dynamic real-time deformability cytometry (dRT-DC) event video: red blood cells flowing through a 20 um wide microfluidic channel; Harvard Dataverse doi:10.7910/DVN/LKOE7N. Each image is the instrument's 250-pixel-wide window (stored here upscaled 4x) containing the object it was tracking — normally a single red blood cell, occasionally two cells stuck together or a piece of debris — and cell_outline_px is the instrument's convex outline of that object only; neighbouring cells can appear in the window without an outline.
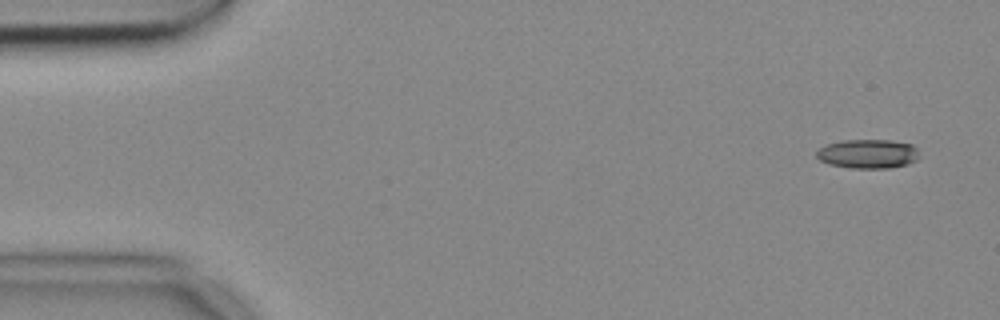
{"species": "common noctule bat (a hibernating species)", "species_latin": "Nyctalus noctula", "temperature_condition": "cold", "stored_images_in_passage": 7, "camera_frame_rate_fps": 3000, "um_per_image_px": 0.085, "animal": {"sex": "female", "body_mass_g": 18.4}, "frame": {"image": 1, "passage_image": 1, "time_ms": 0.0, "image_size_px": [1000, 320], "cell_outline_px": [[916, 160], [908, 164], [888, 168], [848, 168], [828, 164], [820, 160], [816, 156], [816, 152], [820, 148], [828, 144], [844, 140], [892, 140], [912, 144], [916, 148]], "centroid_in_image_um": [73.75, 13.08], "position_along_channel_um": 11.3, "area_um2": 17.34}}
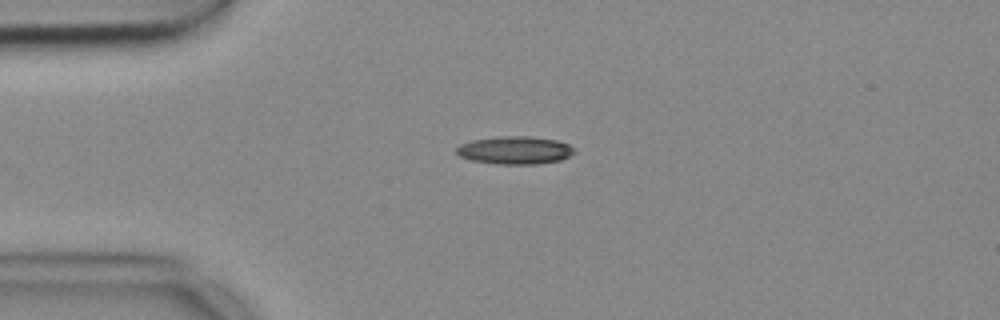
{"frame": {"image": 2, "passage_image": 4, "time_ms": 1.0, "image_size_px": [1000, 320], "cell_outline_px": [[576, 152], [560, 160], [536, 164], [496, 164], [472, 160], [460, 156], [456, 152], [456, 148], [460, 144], [472, 140], [500, 136], [528, 136], [556, 140], [568, 144]], "centroid_in_image_um": [43.75, 12.77], "position_along_channel_um": 41.3, "area_um2": 19.02}}
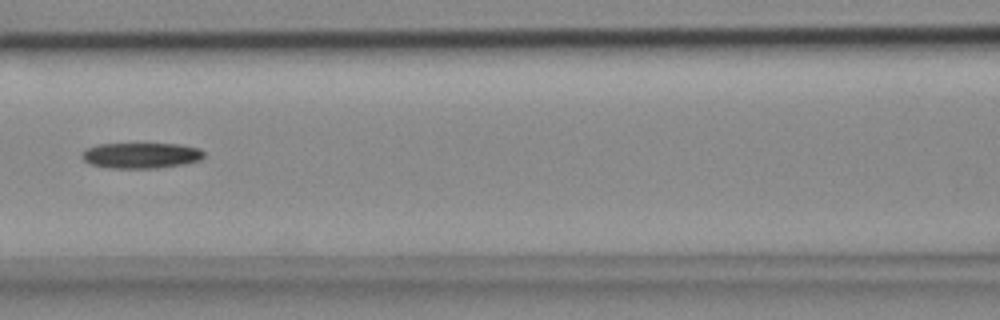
{"frame": {"image": 3, "passage_image": 7, "time_ms": 2.0, "image_size_px": [1000, 320], "cell_outline_px": [[204, 156], [200, 160], [184, 164], [156, 168], [108, 168], [92, 164], [84, 160], [80, 156], [88, 148], [100, 144], [176, 144], [196, 148], [204, 152]], "centroid_in_image_um": [11.99, 13.22], "position_along_channel_um": 154.6, "area_um2": 17.98}}